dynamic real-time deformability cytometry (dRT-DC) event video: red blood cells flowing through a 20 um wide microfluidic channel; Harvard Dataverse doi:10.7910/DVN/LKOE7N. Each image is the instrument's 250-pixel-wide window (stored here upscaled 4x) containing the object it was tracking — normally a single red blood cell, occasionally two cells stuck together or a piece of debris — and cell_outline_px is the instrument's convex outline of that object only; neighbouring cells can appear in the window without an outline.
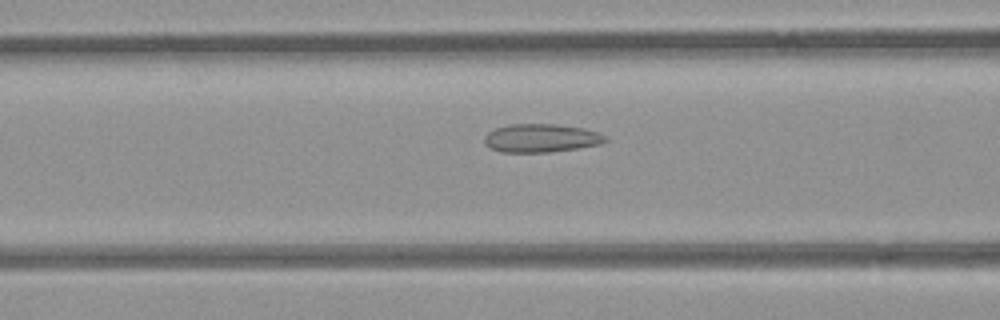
{"species": "common noctule bat (a hibernating species)", "species_latin": "Nyctalus noctula", "temperature_condition": "room temperature", "stored_images_in_passage": 52, "camera_frame_rate_fps": 3000, "um_per_image_px": 0.085, "animal": {"sex": "female", "body_mass_g": 21.9}, "frame": {"image": 1, "passage_image": 21, "time_ms": 6.667, "image_size_px": [1000, 320], "cell_outline_px": [[608, 140], [600, 144], [576, 148], [548, 152], [500, 152], [488, 148], [484, 144], [484, 136], [488, 132], [496, 128], [508, 124], [556, 124], [584, 128], [608, 136]], "centroid_in_image_um": [45.96, 11.74], "position_along_channel_um": 120.6, "area_um2": 20.11}}
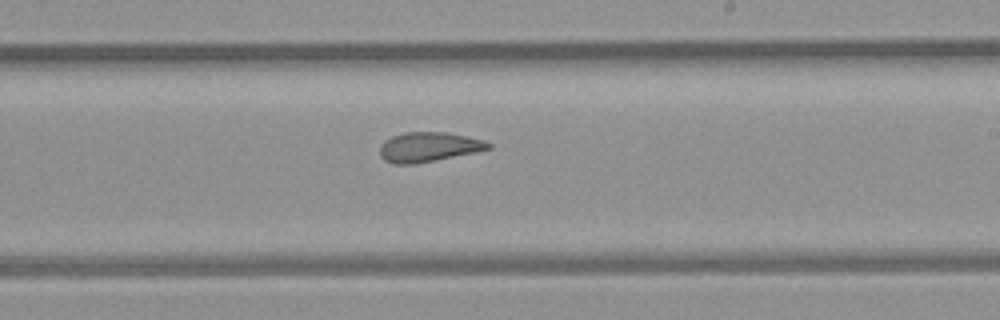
{"frame": {"image": 2, "passage_image": 31, "time_ms": 10.0, "image_size_px": [1000, 320], "cell_outline_px": [[492, 148], [476, 152], [416, 164], [392, 164], [384, 160], [380, 156], [380, 144], [384, 140], [392, 136], [404, 132], [448, 132], [484, 140], [492, 144]], "centroid_in_image_um": [36.42, 12.49], "position_along_channel_um": 252.6, "area_um2": 18.96}}
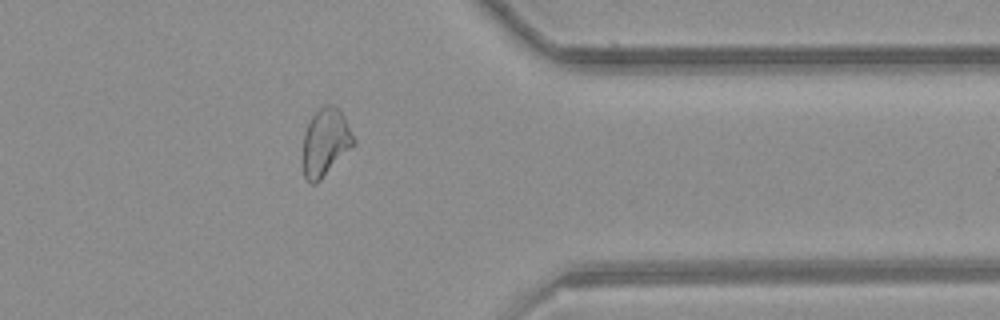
{"frame": {"image": 3, "passage_image": 42, "time_ms": 13.667, "image_size_px": [1000, 320], "cell_outline_px": [[356, 144], [316, 184], [308, 184], [304, 176], [304, 132], [312, 116], [324, 104], [332, 104], [344, 116], [356, 140]], "centroid_in_image_um": [27.68, 12.11], "position_along_channel_um": 383.7, "area_um2": 19.88}, "authors_computed_cell_mechanics": {"area_um2": 21.1548, "velocity_mm_per_s": 3.956, "shape_relaxation_time_tau1_ms": null, "shape_relaxation_time_tau2_ms": 2.1373, "deformation_change_tau1": null, "deformation_change_tau2": 0.0722}}